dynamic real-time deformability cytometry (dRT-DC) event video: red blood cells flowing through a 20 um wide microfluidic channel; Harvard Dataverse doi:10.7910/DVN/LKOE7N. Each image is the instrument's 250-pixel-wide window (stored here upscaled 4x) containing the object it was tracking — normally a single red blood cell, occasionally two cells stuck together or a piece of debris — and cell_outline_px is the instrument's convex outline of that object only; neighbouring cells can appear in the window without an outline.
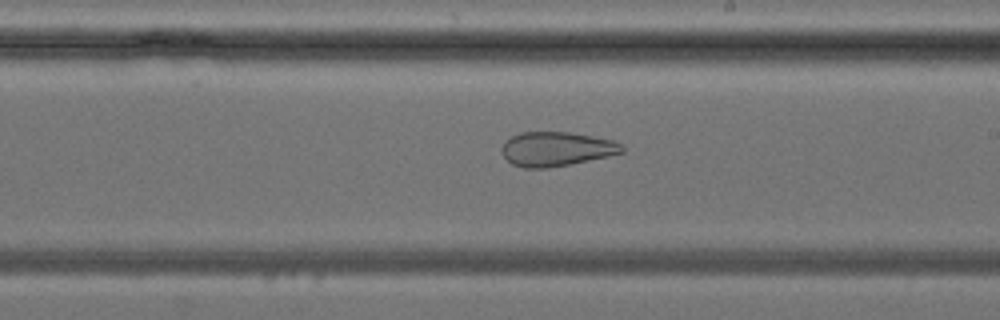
{"species": "common noctule bat (a hibernating species)", "species_latin": "Nyctalus noctula", "temperature_condition": "cold", "stored_images_in_passage": 39, "camera_frame_rate_fps": 3000, "um_per_image_px": 0.085, "animal": {"sex": "female", "body_mass_g": 24.6, "forearm_length_mm": 56.2}, "frame": {"image": 1, "passage_image": 23, "time_ms": 7.333, "image_size_px": [1000, 320], "cell_outline_px": [[624, 152], [608, 156], [568, 164], [544, 168], [524, 168], [512, 164], [500, 152], [500, 148], [504, 140], [520, 132], [568, 132], [592, 136], [612, 140], [624, 144]], "centroid_in_image_um": [47.26, 12.65], "position_along_channel_um": 241.7, "area_um2": 24.04}}